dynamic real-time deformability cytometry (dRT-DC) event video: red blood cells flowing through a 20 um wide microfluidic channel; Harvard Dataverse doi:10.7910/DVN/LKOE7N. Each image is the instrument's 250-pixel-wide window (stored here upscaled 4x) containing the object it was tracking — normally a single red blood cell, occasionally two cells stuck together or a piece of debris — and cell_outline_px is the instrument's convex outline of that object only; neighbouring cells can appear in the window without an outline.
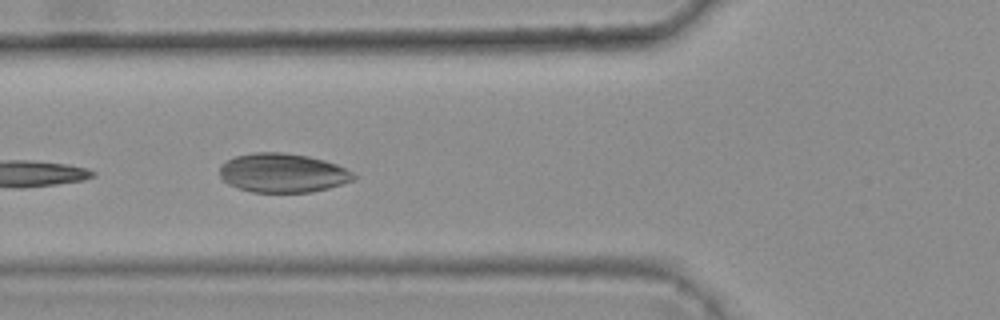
{"species": "common noctule bat (a hibernating species)", "species_latin": "Nyctalus noctula", "temperature_condition": "warm", "stored_images_in_passage": 8, "camera_frame_rate_fps": 3000, "um_per_image_px": 0.085, "animal": {"sex": "female", "body_mass_g": 25.1}, "frame": {"image": 1, "passage_image": 6, "time_ms": 1.667, "image_size_px": [1000, 320], "cell_outline_px": [[356, 176], [352, 180], [328, 188], [312, 192], [252, 192], [228, 184], [220, 176], [220, 164], [236, 156], [256, 152], [280, 152], [308, 156], [324, 160], [336, 164], [352, 172]], "centroid_in_image_um": [24.01, 14.7], "position_along_channel_um": 101.8, "area_um2": 30.23}}